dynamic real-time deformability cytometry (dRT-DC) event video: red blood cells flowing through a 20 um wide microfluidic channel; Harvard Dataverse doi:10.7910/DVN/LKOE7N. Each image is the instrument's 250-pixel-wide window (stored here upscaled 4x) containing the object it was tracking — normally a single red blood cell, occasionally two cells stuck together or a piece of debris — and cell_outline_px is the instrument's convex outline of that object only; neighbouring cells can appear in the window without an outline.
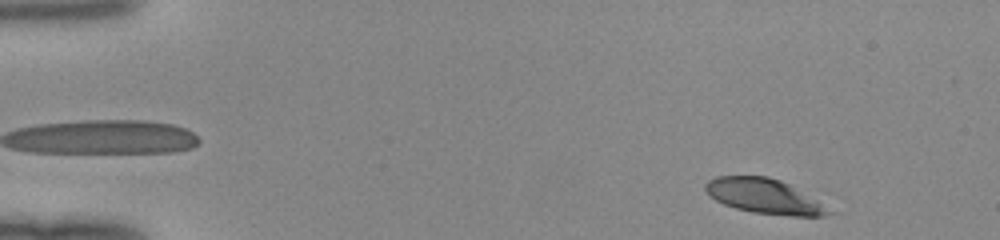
{"species": "human", "species_latin": "Homo sapiens", "temperature_condition": "room temperature", "stored_images_in_passage": 46, "camera_frame_rate_fps": 3000, "um_per_image_px": 0.085, "donor": {"sex": "female"}, "frame": {"image": 1, "passage_image": 2, "time_ms": 0.333, "image_size_px": [1000, 240], "cell_outline_px": [[836, 212], [824, 216], [792, 216], [752, 212], [736, 208], [724, 204], [708, 196], [704, 188], [704, 184], [708, 180], [716, 176], [768, 176], [780, 180], [788, 184]], "centroid_in_image_um": [64.92, 16.68], "position_along_channel_um": 20.1, "area_um2": 24.85}}
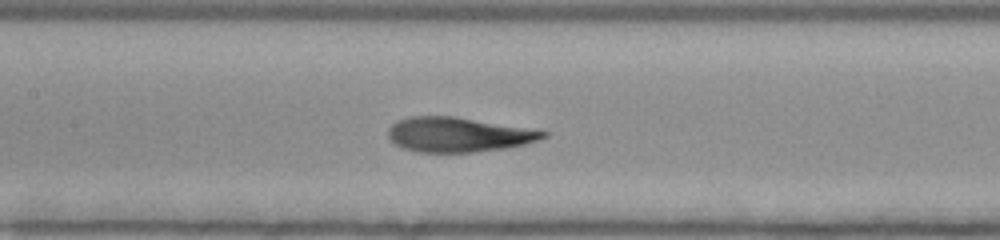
{"frame": {"image": 2, "passage_image": 21, "time_ms": 6.667, "image_size_px": [1000, 240], "cell_outline_px": [[548, 136], [524, 144], [504, 148], [472, 152], [416, 152], [404, 148], [396, 144], [388, 136], [388, 128], [396, 120], [408, 116], [452, 116], [548, 132]], "centroid_in_image_um": [38.87, 11.44], "position_along_channel_um": 168.5, "area_um2": 30.81}}
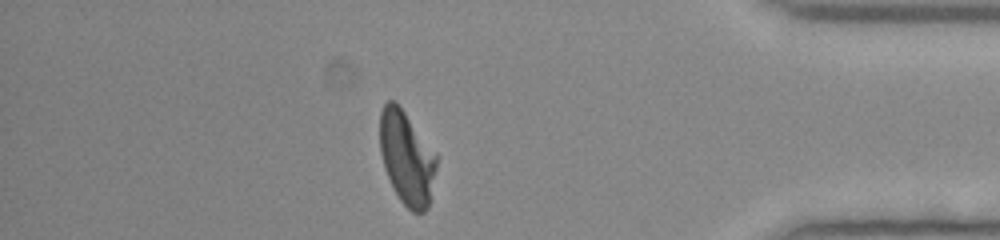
{"frame": {"image": 3, "passage_image": 40, "time_ms": 13.0, "image_size_px": [1000, 240], "cell_outline_px": [[436, 168], [428, 208], [424, 212], [412, 212], [400, 200], [384, 168], [380, 152], [380, 112], [384, 104], [388, 100], [392, 100], [404, 112], [436, 156]], "centroid_in_image_um": [34.54, 13.45], "position_along_channel_um": 400.7, "area_um2": 29.94}}